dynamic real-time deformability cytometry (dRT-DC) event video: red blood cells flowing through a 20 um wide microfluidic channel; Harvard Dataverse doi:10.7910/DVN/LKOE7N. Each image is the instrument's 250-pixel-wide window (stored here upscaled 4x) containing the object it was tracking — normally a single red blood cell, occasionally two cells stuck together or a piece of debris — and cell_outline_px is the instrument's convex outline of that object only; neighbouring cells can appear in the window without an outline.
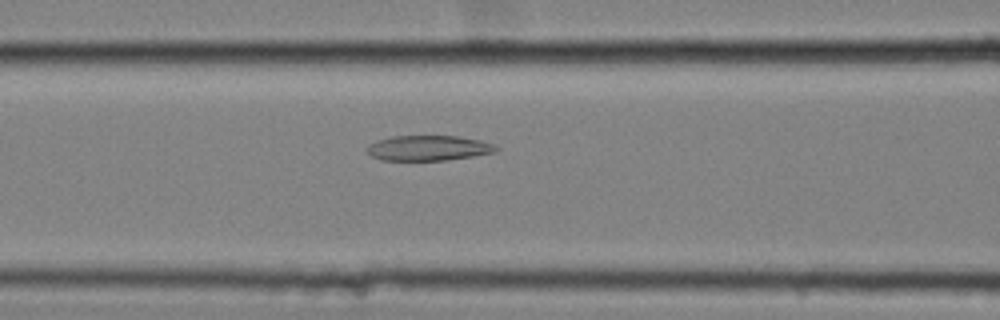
{"species": "common noctule bat (a hibernating species)", "species_latin": "Nyctalus noctula", "temperature_condition": "cold", "stored_images_in_passage": 39, "camera_frame_rate_fps": 3000, "um_per_image_px": 0.085, "animal": {"sex": "female", "body_mass_g": 25.1}, "frame": {"image": 1, "passage_image": 13, "time_ms": 4.0, "image_size_px": [1000, 320], "cell_outline_px": [[500, 148], [496, 152], [472, 156], [444, 160], [380, 160], [372, 156], [364, 148], [368, 144], [376, 140], [392, 136], [456, 136], [480, 140], [492, 144]], "centroid_in_image_um": [36.37, 12.58], "position_along_channel_um": 130.2, "area_um2": 18.96}}
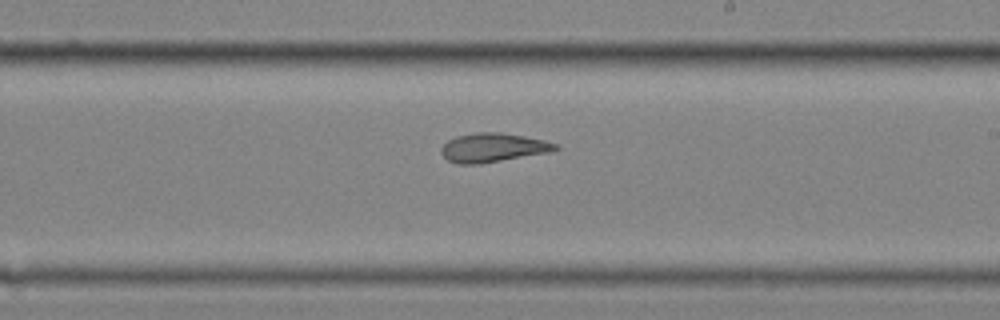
{"frame": {"image": 2, "passage_image": 23, "time_ms": 7.333, "image_size_px": [1000, 320], "cell_outline_px": [[560, 148], [552, 152], [480, 164], [456, 164], [448, 160], [440, 152], [440, 148], [448, 140], [456, 136], [476, 132], [500, 132], [524, 136], [544, 140], [560, 144]], "centroid_in_image_um": [41.93, 12.55], "position_along_channel_um": 247.1, "area_um2": 19.54}}
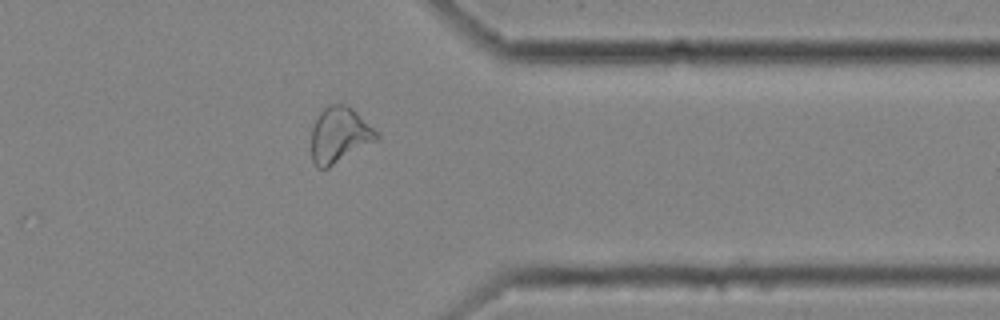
{"frame": {"image": 3, "passage_image": 35, "time_ms": 11.333, "image_size_px": [1000, 320], "cell_outline_px": [[380, 140], [328, 168], [316, 168], [312, 160], [312, 128], [320, 112], [328, 104], [348, 104], [380, 136]], "centroid_in_image_um": [28.86, 11.5], "position_along_channel_um": 382.5, "area_um2": 21.21}}